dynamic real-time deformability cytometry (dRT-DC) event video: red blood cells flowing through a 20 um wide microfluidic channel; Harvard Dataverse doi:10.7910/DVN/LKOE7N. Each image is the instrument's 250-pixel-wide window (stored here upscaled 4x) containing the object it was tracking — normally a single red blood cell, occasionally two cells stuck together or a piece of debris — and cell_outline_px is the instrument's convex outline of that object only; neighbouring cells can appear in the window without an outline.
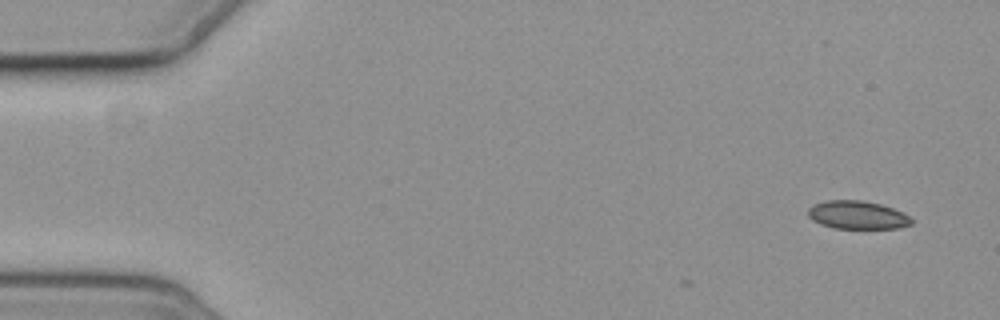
{"species": "common noctule bat (a hibernating species)", "species_latin": "Nyctalus noctula", "temperature_condition": "cold", "stored_images_in_passage": 4, "camera_frame_rate_fps": 3000, "um_per_image_px": 0.085, "animal": {"sex": "female", "body_mass_g": 19.3, "forearm_length_mm": 54.1}, "frame": {"image": 1, "passage_image": 1, "time_ms": 0.0, "image_size_px": [1000, 320], "cell_outline_px": [[912, 224], [900, 228], [836, 228], [820, 224], [812, 220], [808, 216], [808, 208], [812, 204], [828, 200], [860, 200], [880, 204], [892, 208], [908, 216], [912, 220]], "centroid_in_image_um": [72.84, 18.27], "position_along_channel_um": 12.2, "area_um2": 16.88}}